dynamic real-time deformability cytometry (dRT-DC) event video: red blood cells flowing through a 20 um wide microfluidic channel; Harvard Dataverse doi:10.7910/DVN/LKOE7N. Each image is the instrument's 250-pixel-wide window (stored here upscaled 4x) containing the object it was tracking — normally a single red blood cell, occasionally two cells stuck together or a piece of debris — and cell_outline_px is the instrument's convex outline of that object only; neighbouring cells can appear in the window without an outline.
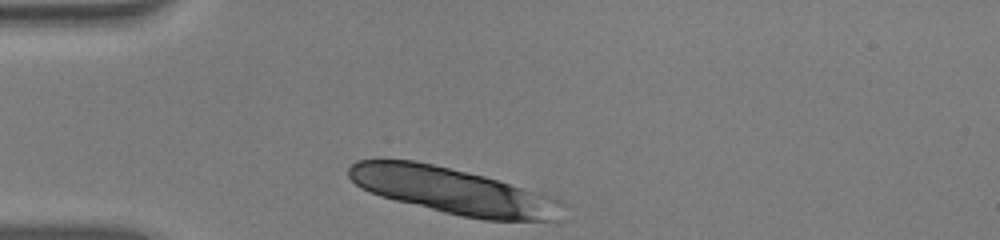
{"species": "human", "species_latin": "Homo sapiens", "temperature_condition": "warm", "stored_images_in_passage": 30, "camera_frame_rate_fps": 3000, "um_per_image_px": 0.085, "donor": {"sex": "male"}, "frame": {"image": 1, "passage_image": 1, "time_ms": 0.0, "image_size_px": [1000, 240], "cell_outline_px": [[564, 204], [560, 220], [484, 220], [444, 212], [380, 196], [360, 188], [348, 176], [348, 168], [356, 160], [412, 160], [432, 164], [468, 172], [484, 176], [552, 196], [560, 200]], "centroid_in_image_um": [38.52, 16.23], "position_along_channel_um": 46.5, "area_um2": 57.11}}
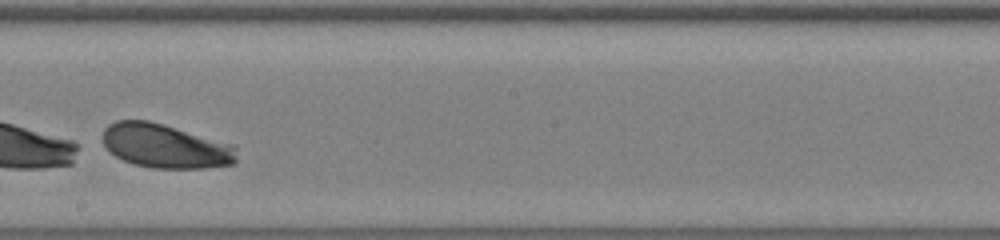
{"frame": {"image": 2, "passage_image": 18, "time_ms": 5.667, "image_size_px": [1000, 240], "cell_outline_px": [[236, 164], [204, 168], [152, 168], [136, 164], [124, 160], [116, 156], [104, 144], [104, 128], [108, 124], [116, 120], [148, 120], [164, 124], [236, 144]], "centroid_in_image_um": [14.12, 12.4], "position_along_channel_um": 234.1, "area_um2": 34.62}}
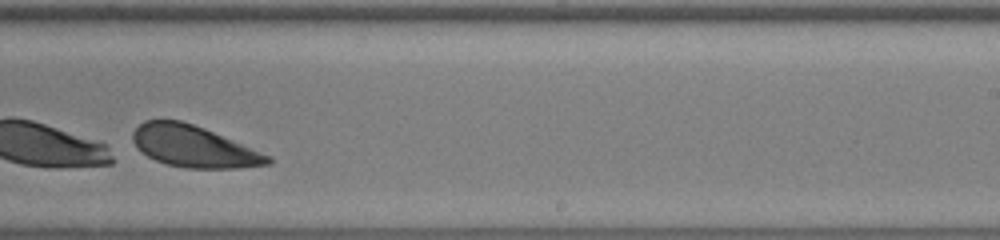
{"frame": {"image": 3, "passage_image": 21, "time_ms": 6.667, "image_size_px": [1000, 240], "cell_outline_px": [[272, 164], [240, 168], [184, 168], [164, 164], [140, 152], [136, 148], [132, 140], [132, 132], [144, 120], [180, 120], [204, 128], [272, 156]], "centroid_in_image_um": [16.46, 12.46], "position_along_channel_um": 272.5, "area_um2": 32.83}}